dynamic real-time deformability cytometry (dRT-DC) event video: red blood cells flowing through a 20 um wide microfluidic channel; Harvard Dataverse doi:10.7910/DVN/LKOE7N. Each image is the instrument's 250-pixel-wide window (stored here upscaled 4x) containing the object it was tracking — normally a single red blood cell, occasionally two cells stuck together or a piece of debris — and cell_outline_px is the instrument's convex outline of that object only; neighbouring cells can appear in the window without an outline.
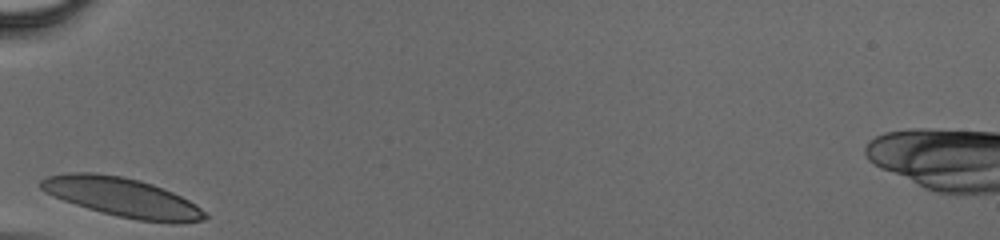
{"species": "human", "species_latin": "Homo sapiens", "temperature_condition": "cold", "stored_images_in_passage": 23, "camera_frame_rate_fps": 3000, "um_per_image_px": 0.085, "donor": {"sex": "male"}, "frame": {"image": 1, "passage_image": 1, "time_ms": 0.0, "image_size_px": [1000, 240], "cell_outline_px": [[208, 216], [204, 220], [140, 220], [100, 212], [52, 196], [44, 192], [40, 188], [40, 180], [48, 176], [72, 172], [96, 172], [120, 176], [140, 180], [152, 184], [172, 192], [188, 200], [200, 208]], "centroid_in_image_um": [10.27, 16.71], "position_along_channel_um": 74.7, "area_um2": 36.18}}
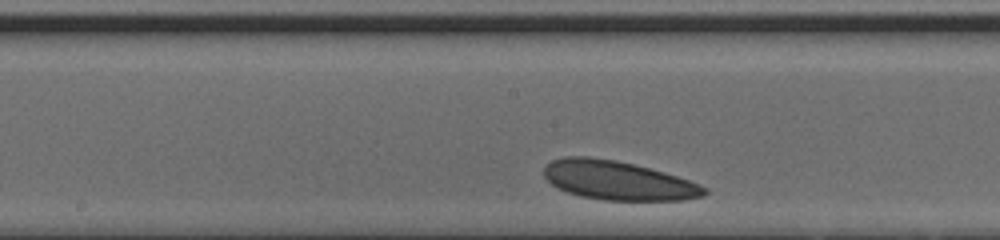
{"frame": {"image": 2, "passage_image": 10, "time_ms": 3.0, "image_size_px": [1000, 240], "cell_outline_px": [[708, 192], [704, 196], [684, 200], [604, 200], [580, 196], [568, 192], [552, 184], [544, 176], [544, 168], [552, 160], [564, 156], [588, 156], [616, 160], [664, 172], [700, 184], [708, 188]], "centroid_in_image_um": [52.54, 15.34], "position_along_channel_um": 195.7, "area_um2": 36.3}}
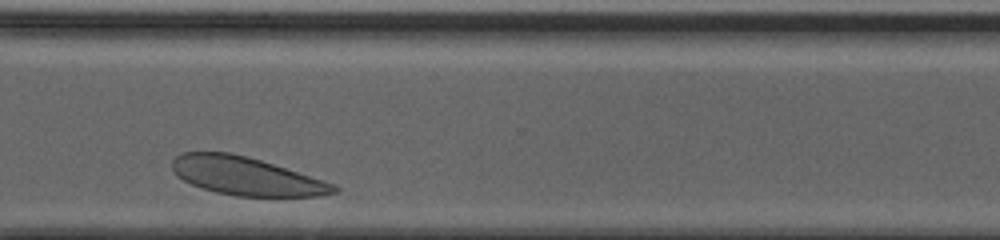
{"frame": {"image": 3, "passage_image": 21, "time_ms": 6.667, "image_size_px": [1000, 240], "cell_outline_px": [[340, 192], [316, 196], [236, 196], [216, 192], [192, 184], [176, 176], [172, 168], [172, 160], [176, 156], [184, 152], [228, 152], [260, 160], [336, 184], [340, 188]], "centroid_in_image_um": [20.93, 14.97], "position_along_channel_um": 349.7, "area_um2": 35.66}}